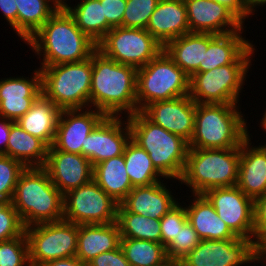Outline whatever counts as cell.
Wrapping results in <instances>:
<instances>
[{
  "label": "cell",
  "mask_w": 266,
  "mask_h": 266,
  "mask_svg": "<svg viewBox=\"0 0 266 266\" xmlns=\"http://www.w3.org/2000/svg\"><path fill=\"white\" fill-rule=\"evenodd\" d=\"M256 263H263L262 265H266V237H264L256 246Z\"/></svg>",
  "instance_id": "cell-49"
},
{
  "label": "cell",
  "mask_w": 266,
  "mask_h": 266,
  "mask_svg": "<svg viewBox=\"0 0 266 266\" xmlns=\"http://www.w3.org/2000/svg\"><path fill=\"white\" fill-rule=\"evenodd\" d=\"M93 180L118 204H120L134 188L126 172L123 154L94 165Z\"/></svg>",
  "instance_id": "cell-28"
},
{
  "label": "cell",
  "mask_w": 266,
  "mask_h": 266,
  "mask_svg": "<svg viewBox=\"0 0 266 266\" xmlns=\"http://www.w3.org/2000/svg\"><path fill=\"white\" fill-rule=\"evenodd\" d=\"M165 52L189 77L203 64L204 33H186L169 41L164 46Z\"/></svg>",
  "instance_id": "cell-30"
},
{
  "label": "cell",
  "mask_w": 266,
  "mask_h": 266,
  "mask_svg": "<svg viewBox=\"0 0 266 266\" xmlns=\"http://www.w3.org/2000/svg\"><path fill=\"white\" fill-rule=\"evenodd\" d=\"M181 262L185 266H255V244L250 239L201 240Z\"/></svg>",
  "instance_id": "cell-14"
},
{
  "label": "cell",
  "mask_w": 266,
  "mask_h": 266,
  "mask_svg": "<svg viewBox=\"0 0 266 266\" xmlns=\"http://www.w3.org/2000/svg\"><path fill=\"white\" fill-rule=\"evenodd\" d=\"M181 263L180 260L167 257L161 263L154 266H179Z\"/></svg>",
  "instance_id": "cell-52"
},
{
  "label": "cell",
  "mask_w": 266,
  "mask_h": 266,
  "mask_svg": "<svg viewBox=\"0 0 266 266\" xmlns=\"http://www.w3.org/2000/svg\"><path fill=\"white\" fill-rule=\"evenodd\" d=\"M67 11L74 18L77 27L93 42L98 44L112 29L104 16L100 0H80Z\"/></svg>",
  "instance_id": "cell-31"
},
{
  "label": "cell",
  "mask_w": 266,
  "mask_h": 266,
  "mask_svg": "<svg viewBox=\"0 0 266 266\" xmlns=\"http://www.w3.org/2000/svg\"><path fill=\"white\" fill-rule=\"evenodd\" d=\"M164 46L146 29L115 27L97 44L105 57L135 68L145 66Z\"/></svg>",
  "instance_id": "cell-11"
},
{
  "label": "cell",
  "mask_w": 266,
  "mask_h": 266,
  "mask_svg": "<svg viewBox=\"0 0 266 266\" xmlns=\"http://www.w3.org/2000/svg\"><path fill=\"white\" fill-rule=\"evenodd\" d=\"M190 77L163 49L145 66L137 69V111L156 101L189 95Z\"/></svg>",
  "instance_id": "cell-8"
},
{
  "label": "cell",
  "mask_w": 266,
  "mask_h": 266,
  "mask_svg": "<svg viewBox=\"0 0 266 266\" xmlns=\"http://www.w3.org/2000/svg\"><path fill=\"white\" fill-rule=\"evenodd\" d=\"M250 135L248 134L240 146L236 186L246 196L255 200L266 194V144L252 145Z\"/></svg>",
  "instance_id": "cell-22"
},
{
  "label": "cell",
  "mask_w": 266,
  "mask_h": 266,
  "mask_svg": "<svg viewBox=\"0 0 266 266\" xmlns=\"http://www.w3.org/2000/svg\"><path fill=\"white\" fill-rule=\"evenodd\" d=\"M43 168L63 195L93 179V166L88 158L82 154L56 150L53 146L48 148Z\"/></svg>",
  "instance_id": "cell-20"
},
{
  "label": "cell",
  "mask_w": 266,
  "mask_h": 266,
  "mask_svg": "<svg viewBox=\"0 0 266 266\" xmlns=\"http://www.w3.org/2000/svg\"><path fill=\"white\" fill-rule=\"evenodd\" d=\"M88 266H131L126 260L125 254L119 246L113 251H107L93 258Z\"/></svg>",
  "instance_id": "cell-44"
},
{
  "label": "cell",
  "mask_w": 266,
  "mask_h": 266,
  "mask_svg": "<svg viewBox=\"0 0 266 266\" xmlns=\"http://www.w3.org/2000/svg\"><path fill=\"white\" fill-rule=\"evenodd\" d=\"M240 147L227 149L189 148L183 174L178 181L192 194L217 187L235 186L238 181Z\"/></svg>",
  "instance_id": "cell-6"
},
{
  "label": "cell",
  "mask_w": 266,
  "mask_h": 266,
  "mask_svg": "<svg viewBox=\"0 0 266 266\" xmlns=\"http://www.w3.org/2000/svg\"><path fill=\"white\" fill-rule=\"evenodd\" d=\"M266 237V194L254 200V244Z\"/></svg>",
  "instance_id": "cell-42"
},
{
  "label": "cell",
  "mask_w": 266,
  "mask_h": 266,
  "mask_svg": "<svg viewBox=\"0 0 266 266\" xmlns=\"http://www.w3.org/2000/svg\"><path fill=\"white\" fill-rule=\"evenodd\" d=\"M15 121L0 117V154L6 155V146L11 130V125Z\"/></svg>",
  "instance_id": "cell-47"
},
{
  "label": "cell",
  "mask_w": 266,
  "mask_h": 266,
  "mask_svg": "<svg viewBox=\"0 0 266 266\" xmlns=\"http://www.w3.org/2000/svg\"><path fill=\"white\" fill-rule=\"evenodd\" d=\"M48 148L41 139L26 132L17 122L11 125L6 155L16 159L26 168L43 167L46 162Z\"/></svg>",
  "instance_id": "cell-29"
},
{
  "label": "cell",
  "mask_w": 266,
  "mask_h": 266,
  "mask_svg": "<svg viewBox=\"0 0 266 266\" xmlns=\"http://www.w3.org/2000/svg\"><path fill=\"white\" fill-rule=\"evenodd\" d=\"M126 172L131 184L136 186H149L156 182L167 180L153 165L148 153L131 139L126 144L124 152Z\"/></svg>",
  "instance_id": "cell-33"
},
{
  "label": "cell",
  "mask_w": 266,
  "mask_h": 266,
  "mask_svg": "<svg viewBox=\"0 0 266 266\" xmlns=\"http://www.w3.org/2000/svg\"><path fill=\"white\" fill-rule=\"evenodd\" d=\"M41 266H88V265L81 262L76 256H74V257L52 260L47 263H44Z\"/></svg>",
  "instance_id": "cell-48"
},
{
  "label": "cell",
  "mask_w": 266,
  "mask_h": 266,
  "mask_svg": "<svg viewBox=\"0 0 266 266\" xmlns=\"http://www.w3.org/2000/svg\"><path fill=\"white\" fill-rule=\"evenodd\" d=\"M178 202L161 219V244L166 248L188 222L185 206ZM184 206V207H183Z\"/></svg>",
  "instance_id": "cell-39"
},
{
  "label": "cell",
  "mask_w": 266,
  "mask_h": 266,
  "mask_svg": "<svg viewBox=\"0 0 266 266\" xmlns=\"http://www.w3.org/2000/svg\"><path fill=\"white\" fill-rule=\"evenodd\" d=\"M61 109L41 94L30 110L16 122L29 134L51 147L56 134Z\"/></svg>",
  "instance_id": "cell-27"
},
{
  "label": "cell",
  "mask_w": 266,
  "mask_h": 266,
  "mask_svg": "<svg viewBox=\"0 0 266 266\" xmlns=\"http://www.w3.org/2000/svg\"><path fill=\"white\" fill-rule=\"evenodd\" d=\"M33 71L30 79L10 76L0 80V117L16 122L42 94L41 71L39 68Z\"/></svg>",
  "instance_id": "cell-19"
},
{
  "label": "cell",
  "mask_w": 266,
  "mask_h": 266,
  "mask_svg": "<svg viewBox=\"0 0 266 266\" xmlns=\"http://www.w3.org/2000/svg\"><path fill=\"white\" fill-rule=\"evenodd\" d=\"M25 166L5 154H0V202H11L16 184Z\"/></svg>",
  "instance_id": "cell-36"
},
{
  "label": "cell",
  "mask_w": 266,
  "mask_h": 266,
  "mask_svg": "<svg viewBox=\"0 0 266 266\" xmlns=\"http://www.w3.org/2000/svg\"><path fill=\"white\" fill-rule=\"evenodd\" d=\"M49 1L57 10H67L71 5L70 3L69 5L67 4V1L69 0H49Z\"/></svg>",
  "instance_id": "cell-51"
},
{
  "label": "cell",
  "mask_w": 266,
  "mask_h": 266,
  "mask_svg": "<svg viewBox=\"0 0 266 266\" xmlns=\"http://www.w3.org/2000/svg\"><path fill=\"white\" fill-rule=\"evenodd\" d=\"M127 118L131 140L148 153L154 167L166 179L179 181L186 164L188 142L154 124L141 111Z\"/></svg>",
  "instance_id": "cell-5"
},
{
  "label": "cell",
  "mask_w": 266,
  "mask_h": 266,
  "mask_svg": "<svg viewBox=\"0 0 266 266\" xmlns=\"http://www.w3.org/2000/svg\"><path fill=\"white\" fill-rule=\"evenodd\" d=\"M213 205L218 217L242 239L254 242V200L236 185L217 187L203 194Z\"/></svg>",
  "instance_id": "cell-13"
},
{
  "label": "cell",
  "mask_w": 266,
  "mask_h": 266,
  "mask_svg": "<svg viewBox=\"0 0 266 266\" xmlns=\"http://www.w3.org/2000/svg\"><path fill=\"white\" fill-rule=\"evenodd\" d=\"M42 94L61 110L90 108L92 55L80 62L39 68Z\"/></svg>",
  "instance_id": "cell-7"
},
{
  "label": "cell",
  "mask_w": 266,
  "mask_h": 266,
  "mask_svg": "<svg viewBox=\"0 0 266 266\" xmlns=\"http://www.w3.org/2000/svg\"><path fill=\"white\" fill-rule=\"evenodd\" d=\"M100 3L103 4L107 23L112 28L122 26L127 0H100Z\"/></svg>",
  "instance_id": "cell-43"
},
{
  "label": "cell",
  "mask_w": 266,
  "mask_h": 266,
  "mask_svg": "<svg viewBox=\"0 0 266 266\" xmlns=\"http://www.w3.org/2000/svg\"><path fill=\"white\" fill-rule=\"evenodd\" d=\"M196 103L189 95L156 101L141 112L154 124L190 142L194 133Z\"/></svg>",
  "instance_id": "cell-18"
},
{
  "label": "cell",
  "mask_w": 266,
  "mask_h": 266,
  "mask_svg": "<svg viewBox=\"0 0 266 266\" xmlns=\"http://www.w3.org/2000/svg\"><path fill=\"white\" fill-rule=\"evenodd\" d=\"M116 222L121 239L133 238L161 243L160 220L127 212L119 204Z\"/></svg>",
  "instance_id": "cell-34"
},
{
  "label": "cell",
  "mask_w": 266,
  "mask_h": 266,
  "mask_svg": "<svg viewBox=\"0 0 266 266\" xmlns=\"http://www.w3.org/2000/svg\"><path fill=\"white\" fill-rule=\"evenodd\" d=\"M244 3L247 10V19H248L249 16L252 17V15H254L253 13L257 11V8H259V6L263 7L266 5V0H244Z\"/></svg>",
  "instance_id": "cell-50"
},
{
  "label": "cell",
  "mask_w": 266,
  "mask_h": 266,
  "mask_svg": "<svg viewBox=\"0 0 266 266\" xmlns=\"http://www.w3.org/2000/svg\"><path fill=\"white\" fill-rule=\"evenodd\" d=\"M219 4L225 5L230 9L243 23L247 18V10L244 0H214Z\"/></svg>",
  "instance_id": "cell-46"
},
{
  "label": "cell",
  "mask_w": 266,
  "mask_h": 266,
  "mask_svg": "<svg viewBox=\"0 0 266 266\" xmlns=\"http://www.w3.org/2000/svg\"><path fill=\"white\" fill-rule=\"evenodd\" d=\"M79 225L60 220L25 228L31 266L52 260L74 257L77 251Z\"/></svg>",
  "instance_id": "cell-10"
},
{
  "label": "cell",
  "mask_w": 266,
  "mask_h": 266,
  "mask_svg": "<svg viewBox=\"0 0 266 266\" xmlns=\"http://www.w3.org/2000/svg\"><path fill=\"white\" fill-rule=\"evenodd\" d=\"M23 226L63 220V194L43 167H28L21 173L11 200Z\"/></svg>",
  "instance_id": "cell-3"
},
{
  "label": "cell",
  "mask_w": 266,
  "mask_h": 266,
  "mask_svg": "<svg viewBox=\"0 0 266 266\" xmlns=\"http://www.w3.org/2000/svg\"><path fill=\"white\" fill-rule=\"evenodd\" d=\"M244 28L226 34L204 33L203 64L196 72H206L227 64H251L256 47L241 35Z\"/></svg>",
  "instance_id": "cell-16"
},
{
  "label": "cell",
  "mask_w": 266,
  "mask_h": 266,
  "mask_svg": "<svg viewBox=\"0 0 266 266\" xmlns=\"http://www.w3.org/2000/svg\"><path fill=\"white\" fill-rule=\"evenodd\" d=\"M136 83L137 68L111 60L98 50L92 54L90 108L106 116L135 114Z\"/></svg>",
  "instance_id": "cell-1"
},
{
  "label": "cell",
  "mask_w": 266,
  "mask_h": 266,
  "mask_svg": "<svg viewBox=\"0 0 266 266\" xmlns=\"http://www.w3.org/2000/svg\"><path fill=\"white\" fill-rule=\"evenodd\" d=\"M189 197H193V200H190L189 206L185 204L188 222L201 240L241 239L218 217L213 205L203 194H191Z\"/></svg>",
  "instance_id": "cell-25"
},
{
  "label": "cell",
  "mask_w": 266,
  "mask_h": 266,
  "mask_svg": "<svg viewBox=\"0 0 266 266\" xmlns=\"http://www.w3.org/2000/svg\"><path fill=\"white\" fill-rule=\"evenodd\" d=\"M159 0H127L122 27L146 29Z\"/></svg>",
  "instance_id": "cell-38"
},
{
  "label": "cell",
  "mask_w": 266,
  "mask_h": 266,
  "mask_svg": "<svg viewBox=\"0 0 266 266\" xmlns=\"http://www.w3.org/2000/svg\"><path fill=\"white\" fill-rule=\"evenodd\" d=\"M105 117L93 108L61 110L52 146L59 151L81 154L86 137Z\"/></svg>",
  "instance_id": "cell-17"
},
{
  "label": "cell",
  "mask_w": 266,
  "mask_h": 266,
  "mask_svg": "<svg viewBox=\"0 0 266 266\" xmlns=\"http://www.w3.org/2000/svg\"><path fill=\"white\" fill-rule=\"evenodd\" d=\"M25 44L38 60L43 57L39 68L80 62L97 50V44L77 27L67 10H57Z\"/></svg>",
  "instance_id": "cell-2"
},
{
  "label": "cell",
  "mask_w": 266,
  "mask_h": 266,
  "mask_svg": "<svg viewBox=\"0 0 266 266\" xmlns=\"http://www.w3.org/2000/svg\"><path fill=\"white\" fill-rule=\"evenodd\" d=\"M201 241L192 225L187 222L177 233L176 238L165 248L167 257L182 260Z\"/></svg>",
  "instance_id": "cell-40"
},
{
  "label": "cell",
  "mask_w": 266,
  "mask_h": 266,
  "mask_svg": "<svg viewBox=\"0 0 266 266\" xmlns=\"http://www.w3.org/2000/svg\"><path fill=\"white\" fill-rule=\"evenodd\" d=\"M146 30L163 46L190 33L184 0H159Z\"/></svg>",
  "instance_id": "cell-24"
},
{
  "label": "cell",
  "mask_w": 266,
  "mask_h": 266,
  "mask_svg": "<svg viewBox=\"0 0 266 266\" xmlns=\"http://www.w3.org/2000/svg\"><path fill=\"white\" fill-rule=\"evenodd\" d=\"M0 11L17 34V5L15 0H0Z\"/></svg>",
  "instance_id": "cell-45"
},
{
  "label": "cell",
  "mask_w": 266,
  "mask_h": 266,
  "mask_svg": "<svg viewBox=\"0 0 266 266\" xmlns=\"http://www.w3.org/2000/svg\"><path fill=\"white\" fill-rule=\"evenodd\" d=\"M118 205L92 179L63 195V220L78 225L114 223Z\"/></svg>",
  "instance_id": "cell-12"
},
{
  "label": "cell",
  "mask_w": 266,
  "mask_h": 266,
  "mask_svg": "<svg viewBox=\"0 0 266 266\" xmlns=\"http://www.w3.org/2000/svg\"><path fill=\"white\" fill-rule=\"evenodd\" d=\"M122 118L106 116L86 137L81 154L90 160L92 166L123 154L131 139V131L128 118Z\"/></svg>",
  "instance_id": "cell-15"
},
{
  "label": "cell",
  "mask_w": 266,
  "mask_h": 266,
  "mask_svg": "<svg viewBox=\"0 0 266 266\" xmlns=\"http://www.w3.org/2000/svg\"><path fill=\"white\" fill-rule=\"evenodd\" d=\"M164 180L149 186H136L120 205L127 211L160 220L178 203ZM165 184V185H164Z\"/></svg>",
  "instance_id": "cell-23"
},
{
  "label": "cell",
  "mask_w": 266,
  "mask_h": 266,
  "mask_svg": "<svg viewBox=\"0 0 266 266\" xmlns=\"http://www.w3.org/2000/svg\"><path fill=\"white\" fill-rule=\"evenodd\" d=\"M260 124L261 125L259 127H261L262 129H264L265 130V133H266V110L264 112V115L262 117V120L260 121Z\"/></svg>",
  "instance_id": "cell-53"
},
{
  "label": "cell",
  "mask_w": 266,
  "mask_h": 266,
  "mask_svg": "<svg viewBox=\"0 0 266 266\" xmlns=\"http://www.w3.org/2000/svg\"><path fill=\"white\" fill-rule=\"evenodd\" d=\"M0 266H31L25 232L19 237L0 242Z\"/></svg>",
  "instance_id": "cell-37"
},
{
  "label": "cell",
  "mask_w": 266,
  "mask_h": 266,
  "mask_svg": "<svg viewBox=\"0 0 266 266\" xmlns=\"http://www.w3.org/2000/svg\"><path fill=\"white\" fill-rule=\"evenodd\" d=\"M117 222L108 224H80L76 257L88 264L101 253L113 251L120 246Z\"/></svg>",
  "instance_id": "cell-26"
},
{
  "label": "cell",
  "mask_w": 266,
  "mask_h": 266,
  "mask_svg": "<svg viewBox=\"0 0 266 266\" xmlns=\"http://www.w3.org/2000/svg\"><path fill=\"white\" fill-rule=\"evenodd\" d=\"M239 104L196 103L194 133L189 148L240 147L248 137L247 120Z\"/></svg>",
  "instance_id": "cell-4"
},
{
  "label": "cell",
  "mask_w": 266,
  "mask_h": 266,
  "mask_svg": "<svg viewBox=\"0 0 266 266\" xmlns=\"http://www.w3.org/2000/svg\"><path fill=\"white\" fill-rule=\"evenodd\" d=\"M120 246L131 266H154L167 258L166 249L161 243L127 238L120 239Z\"/></svg>",
  "instance_id": "cell-35"
},
{
  "label": "cell",
  "mask_w": 266,
  "mask_h": 266,
  "mask_svg": "<svg viewBox=\"0 0 266 266\" xmlns=\"http://www.w3.org/2000/svg\"><path fill=\"white\" fill-rule=\"evenodd\" d=\"M190 32L226 34L241 30L244 23L225 5L214 0H184Z\"/></svg>",
  "instance_id": "cell-21"
},
{
  "label": "cell",
  "mask_w": 266,
  "mask_h": 266,
  "mask_svg": "<svg viewBox=\"0 0 266 266\" xmlns=\"http://www.w3.org/2000/svg\"><path fill=\"white\" fill-rule=\"evenodd\" d=\"M25 227L11 202H0V242L21 236Z\"/></svg>",
  "instance_id": "cell-41"
},
{
  "label": "cell",
  "mask_w": 266,
  "mask_h": 266,
  "mask_svg": "<svg viewBox=\"0 0 266 266\" xmlns=\"http://www.w3.org/2000/svg\"><path fill=\"white\" fill-rule=\"evenodd\" d=\"M252 64H227L195 72L189 80V96L195 103L240 104L239 98Z\"/></svg>",
  "instance_id": "cell-9"
},
{
  "label": "cell",
  "mask_w": 266,
  "mask_h": 266,
  "mask_svg": "<svg viewBox=\"0 0 266 266\" xmlns=\"http://www.w3.org/2000/svg\"><path fill=\"white\" fill-rule=\"evenodd\" d=\"M17 35L26 42L57 11L49 0H15Z\"/></svg>",
  "instance_id": "cell-32"
}]
</instances>
